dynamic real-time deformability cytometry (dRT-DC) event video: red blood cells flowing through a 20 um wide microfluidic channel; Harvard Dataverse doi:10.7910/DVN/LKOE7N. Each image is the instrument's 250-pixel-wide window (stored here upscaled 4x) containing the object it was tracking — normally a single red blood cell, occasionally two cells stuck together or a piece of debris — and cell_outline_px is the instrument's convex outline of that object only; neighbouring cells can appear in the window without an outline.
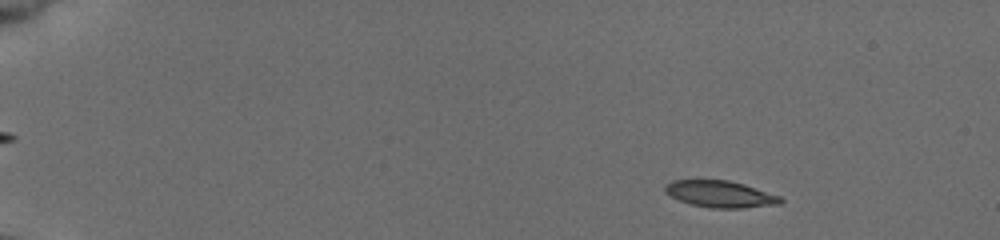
{"species": "common noctule bat (a hibernating species)", "species_latin": "Nyctalus noctula", "temperature_condition": "cold", "stored_images_in_passage": 48, "camera_frame_rate_fps": 3000, "um_per_image_px": 0.085, "animal": {"sex": "female", "body_mass_g": 19.5, "forearm_length_mm": 54.1}, "frame": {"image": 1, "passage_image": 7, "time_ms": 2.0, "image_size_px": [1000, 240], "cell_outline_px": [[784, 200], [780, 204], [744, 208], [712, 208], [692, 204], [680, 200], [664, 192], [664, 188], [672, 180], [728, 180], [744, 184], [780, 196]], "centroid_in_image_um": [61.25, 16.5], "position_along_channel_um": 23.7, "area_um2": 17.8}}
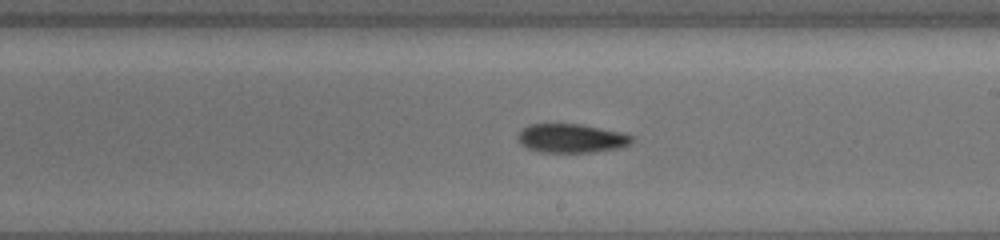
{"frame": {"image": 2, "passage_image": 30, "time_ms": 9.667, "image_size_px": [1000, 240], "cell_outline_px": [[636, 140], [632, 144], [620, 148], [592, 152], [540, 152], [528, 148], [520, 144], [516, 140], [516, 136], [520, 128], [528, 124], [580, 124], [624, 132], [632, 136]], "centroid_in_image_um": [48.57, 11.75], "position_along_channel_um": 240.4, "area_um2": 19.65}}
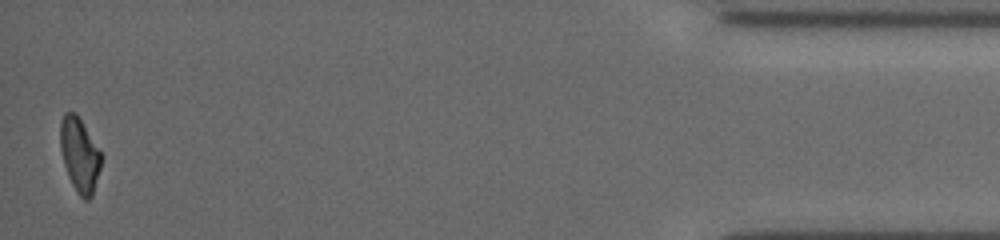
{"frame": {"image": 3, "passage_image": 48, "time_ms": 15.667, "image_size_px": [1000, 240], "cell_outline_px": [[100, 168], [92, 196], [88, 200], [84, 200], [76, 192], [68, 176], [64, 164], [60, 148], [60, 120], [64, 112], [76, 112], [100, 152]], "centroid_in_image_um": [6.73, 13.16], "position_along_channel_um": 428.5, "area_um2": 17.46}, "authors_computed_cell_mechanics": {"area_um2": 18.496, "velocity_mm_per_s": 3.9143, "shape_relaxation_time_tau1_ms": 4.893, "shape_relaxation_time_tau2_ms": null, "deformation_change_tau1": 0.164, "deformation_change_tau2": null}}